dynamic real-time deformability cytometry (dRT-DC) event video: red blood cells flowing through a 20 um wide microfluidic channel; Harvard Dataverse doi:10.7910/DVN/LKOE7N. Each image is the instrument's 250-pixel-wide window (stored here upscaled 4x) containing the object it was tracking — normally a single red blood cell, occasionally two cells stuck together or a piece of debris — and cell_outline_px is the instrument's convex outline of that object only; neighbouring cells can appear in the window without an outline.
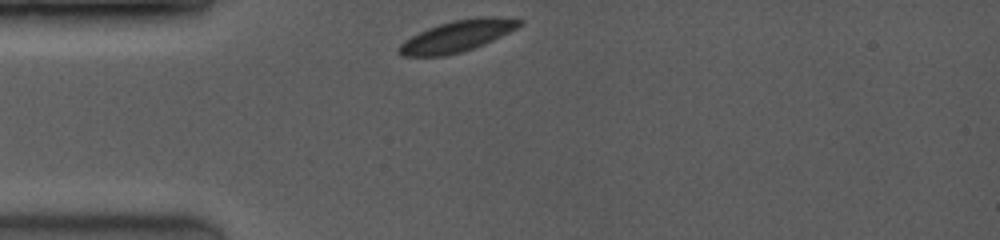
{"species": "common noctule bat (a hibernating species)", "species_latin": "Nyctalus noctula", "temperature_condition": "room temperature", "stored_images_in_passage": 2, "camera_frame_rate_fps": 3500, "um_per_image_px": 0.085, "animal": {"sex": "female", "body_mass_g": 19.0, "forearm_length_mm": 53.3}, "frame": {"image": 1, "passage_image": 1, "time_ms": 0.0, "image_size_px": [1000, 240], "cell_outline_px": [[524, 24], [484, 44], [460, 52], [444, 56], [404, 56], [396, 52], [396, 48], [404, 40], [428, 28], [452, 20], [476, 16], [500, 16], [524, 20]], "centroid_in_image_um": [38.87, 3.05], "position_along_channel_um": 46.1, "area_um2": 22.08}}